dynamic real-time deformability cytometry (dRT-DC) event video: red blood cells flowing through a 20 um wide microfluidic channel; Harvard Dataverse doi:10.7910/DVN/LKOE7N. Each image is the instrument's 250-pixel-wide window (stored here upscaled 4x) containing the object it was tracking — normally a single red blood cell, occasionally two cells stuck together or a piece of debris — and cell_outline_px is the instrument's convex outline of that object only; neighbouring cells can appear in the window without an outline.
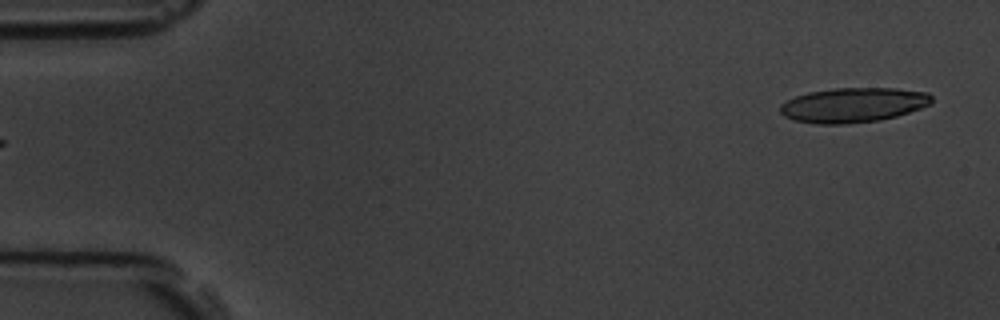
{"species": "common noctule bat (a hibernating species)", "species_latin": "Nyctalus noctula", "temperature_condition": "room temperature", "stored_images_in_passage": 4, "segment_of_instrument_passage": [2, 2], "camera_frame_rate_fps": 3000, "um_per_image_px": 0.085, "animal": {"sex": "male", "body_mass_g": 19.5, "forearm_length_mm": 54.6}, "frame": {"image": 1, "passage_image": 4, "time_ms": 5.0, "image_size_px": [1000, 320], "cell_outline_px": [[932, 104], [896, 116], [880, 120], [848, 124], [816, 124], [792, 120], [784, 116], [780, 112], [780, 104], [796, 96], [808, 92], [836, 88], [896, 88], [928, 92], [932, 96]], "centroid_in_image_um": [72.52, 8.93], "position_along_channel_um": 12.5, "area_um2": 30.81}}